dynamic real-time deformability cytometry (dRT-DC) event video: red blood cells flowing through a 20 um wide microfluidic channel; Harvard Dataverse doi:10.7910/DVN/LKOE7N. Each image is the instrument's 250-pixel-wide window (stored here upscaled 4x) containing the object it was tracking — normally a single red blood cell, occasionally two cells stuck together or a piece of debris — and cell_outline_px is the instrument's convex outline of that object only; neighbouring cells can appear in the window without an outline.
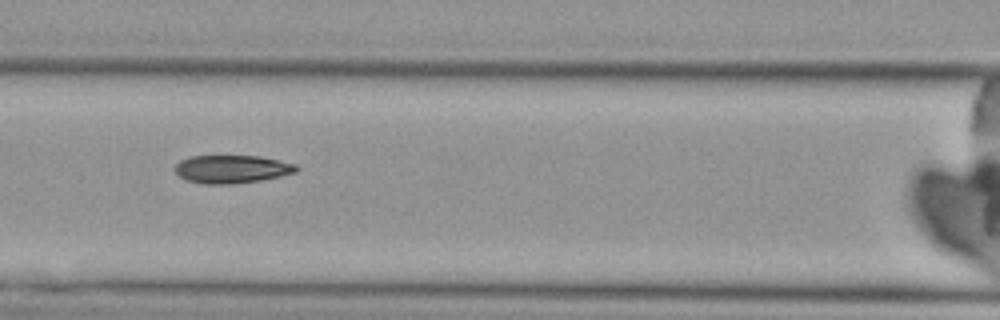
{"species": "Egyptian fruit bat (a non-hibernating species)", "species_latin": "Rousettus aegyptiacus", "temperature_condition": "cold", "stored_images_in_passage": 5, "camera_frame_rate_fps": 3000, "um_per_image_px": 0.085, "animal": {"sex": "female"}, "frame": {"image": 1, "passage_image": 3, "time_ms": 2.0, "image_size_px": [1000, 320], "cell_outline_px": [[300, 168], [296, 172], [280, 176], [260, 180], [232, 184], [204, 184], [188, 180], [180, 176], [172, 168], [180, 160], [188, 156], [260, 156], [296, 164]], "centroid_in_image_um": [19.69, 14.37], "position_along_channel_um": 146.9, "area_um2": 19.88}}
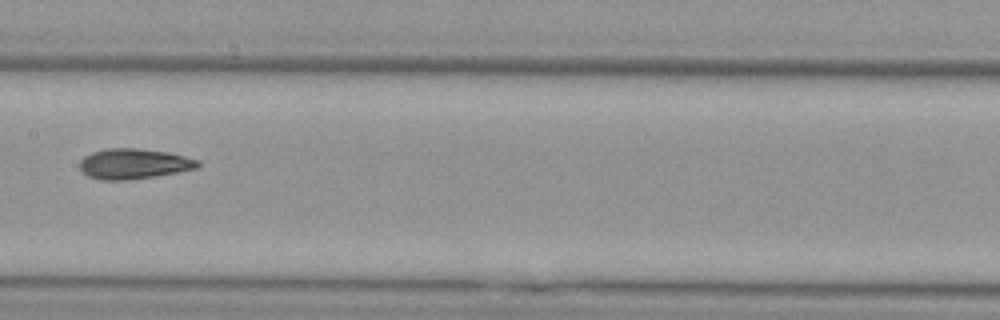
{"frame": {"image": 2, "passage_image": 4, "time_ms": 3.333, "image_size_px": [1000, 320], "cell_outline_px": [[200, 164], [196, 168], [180, 172], [156, 176], [128, 180], [100, 180], [88, 176], [80, 168], [80, 160], [84, 156], [92, 152], [108, 148], [136, 148], [168, 152], [200, 160]], "centroid_in_image_um": [11.38, 13.92], "position_along_channel_um": 196.0, "area_um2": 20.92}}
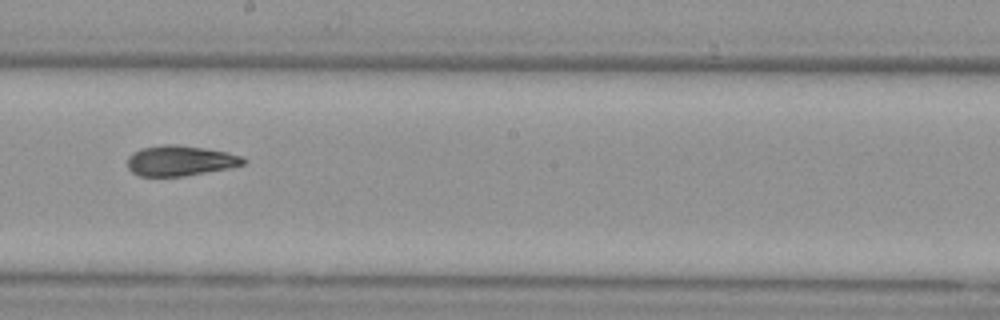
{"frame": {"image": 3, "passage_image": 5, "time_ms": 4.333, "image_size_px": [1000, 320], "cell_outline_px": [[248, 160], [244, 164], [232, 168], [184, 176], [140, 176], [132, 172], [128, 168], [128, 156], [132, 152], [140, 148], [164, 144], [180, 144], [228, 152], [244, 156]], "centroid_in_image_um": [15.35, 13.65], "position_along_channel_um": 232.8, "area_um2": 20.87}}